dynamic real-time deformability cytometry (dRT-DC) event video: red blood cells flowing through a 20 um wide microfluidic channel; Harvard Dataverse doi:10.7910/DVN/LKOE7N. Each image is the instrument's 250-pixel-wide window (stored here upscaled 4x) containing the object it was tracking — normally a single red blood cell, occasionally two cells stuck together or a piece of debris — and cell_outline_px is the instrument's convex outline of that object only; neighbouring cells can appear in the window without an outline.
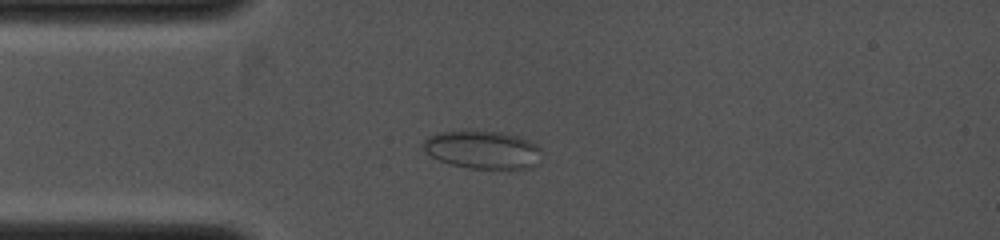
{"species": "common noctule bat (a hibernating species)", "species_latin": "Nyctalus noctula", "temperature_condition": "cold", "stored_images_in_passage": 6, "camera_frame_rate_fps": 4000, "um_per_image_px": 0.085, "animal": {"sex": "female", "body_mass_g": 19.0, "forearm_length_mm": 53.3}, "frame": {"image": 1, "passage_image": 5, "time_ms": 2.25, "image_size_px": [1000, 240], "cell_outline_px": [[544, 152], [540, 164], [532, 168], [468, 168], [452, 164], [440, 160], [432, 156], [424, 148], [424, 140], [428, 136], [440, 132], [468, 128], [500, 132], [516, 136], [528, 140], [536, 144]], "centroid_in_image_um": [41.09, 12.7], "position_along_channel_um": 43.9, "area_um2": 26.82}}